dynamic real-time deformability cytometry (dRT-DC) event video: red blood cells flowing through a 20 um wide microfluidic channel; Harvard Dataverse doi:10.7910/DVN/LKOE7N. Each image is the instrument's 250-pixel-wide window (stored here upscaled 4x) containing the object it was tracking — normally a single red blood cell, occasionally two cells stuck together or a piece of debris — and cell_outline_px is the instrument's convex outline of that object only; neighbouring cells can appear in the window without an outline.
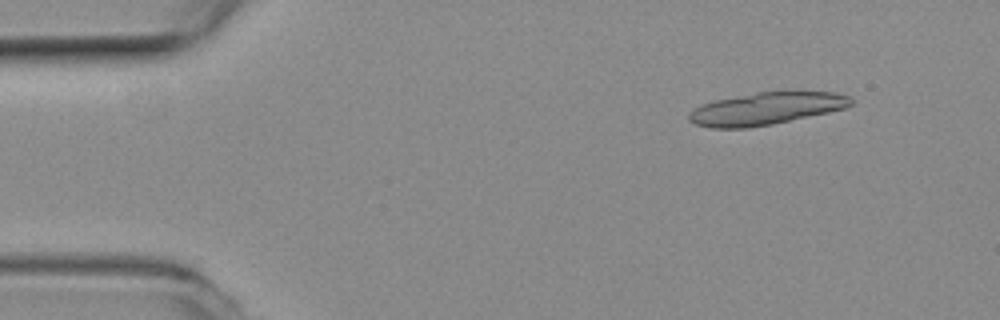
{"species": "common noctule bat (a hibernating species)", "species_latin": "Nyctalus noctula", "temperature_condition": "room temperature", "stored_images_in_passage": 18, "camera_frame_rate_fps": 3000, "um_per_image_px": 0.085, "animal": {"sex": "female", "body_mass_g": 19.3, "forearm_length_mm": 54.1}, "frame": {"image": 1, "passage_image": 6, "time_ms": 1.667, "image_size_px": [1000, 320], "cell_outline_px": [[852, 104], [844, 108], [828, 112], [772, 124], [748, 128], [712, 128], [696, 124], [688, 120], [688, 112], [700, 104], [716, 100], [756, 92], [788, 88], [836, 92], [852, 96]], "centroid_in_image_um": [65.18, 9.18], "position_along_channel_um": 19.8, "area_um2": 31.56}}